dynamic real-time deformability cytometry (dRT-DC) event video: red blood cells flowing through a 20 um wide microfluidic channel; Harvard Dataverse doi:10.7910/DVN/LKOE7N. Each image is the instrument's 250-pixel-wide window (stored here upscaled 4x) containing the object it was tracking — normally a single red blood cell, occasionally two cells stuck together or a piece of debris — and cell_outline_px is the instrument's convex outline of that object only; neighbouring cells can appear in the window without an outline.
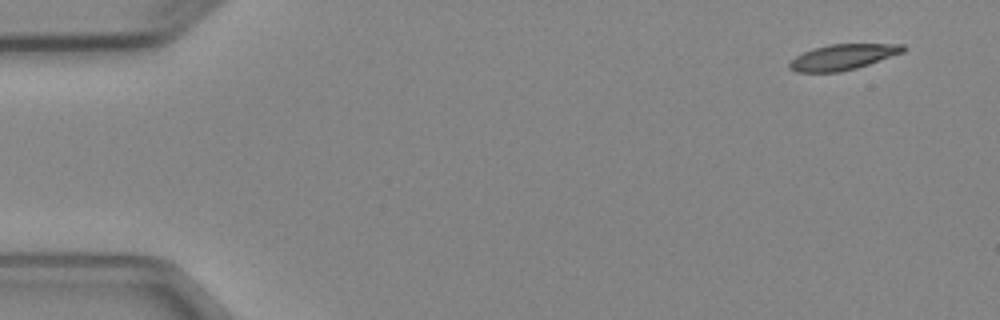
{"species": "Egyptian fruit bat (a non-hibernating species)", "species_latin": "Rousettus aegyptiacus", "temperature_condition": "cold", "stored_images_in_passage": 6, "camera_frame_rate_fps": 3000, "um_per_image_px": 0.085, "animal": {"sex": "female"}, "frame": {"image": 1, "passage_image": 1, "time_ms": 0.0, "image_size_px": [1000, 320], "cell_outline_px": [[908, 48], [904, 52], [856, 68], [840, 72], [796, 72], [788, 68], [788, 64], [796, 56], [812, 48], [832, 44], [904, 44]], "centroid_in_image_um": [71.64, 4.84], "position_along_channel_um": 13.4, "area_um2": 16.94}}
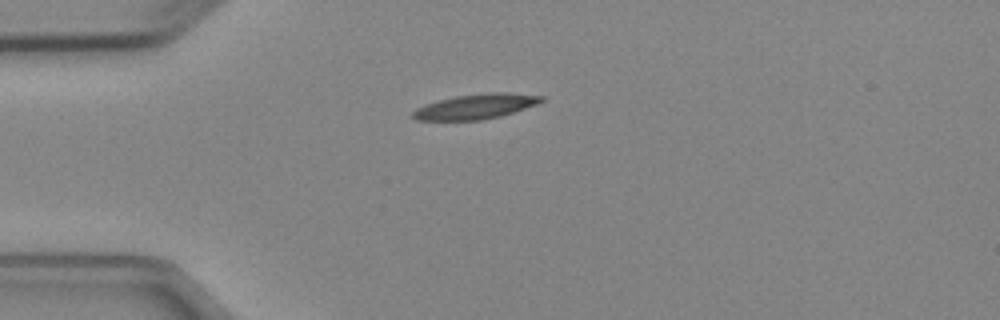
{"frame": {"image": 2, "passage_image": 4, "time_ms": 3.333, "image_size_px": [1000, 320], "cell_outline_px": [[544, 100], [536, 104], [500, 116], [480, 120], [416, 120], [412, 116], [412, 112], [416, 108], [424, 104], [456, 96], [488, 92], [508, 92], [544, 96]], "centroid_in_image_um": [40.42, 9.04], "position_along_channel_um": 44.6, "area_um2": 18.55}}